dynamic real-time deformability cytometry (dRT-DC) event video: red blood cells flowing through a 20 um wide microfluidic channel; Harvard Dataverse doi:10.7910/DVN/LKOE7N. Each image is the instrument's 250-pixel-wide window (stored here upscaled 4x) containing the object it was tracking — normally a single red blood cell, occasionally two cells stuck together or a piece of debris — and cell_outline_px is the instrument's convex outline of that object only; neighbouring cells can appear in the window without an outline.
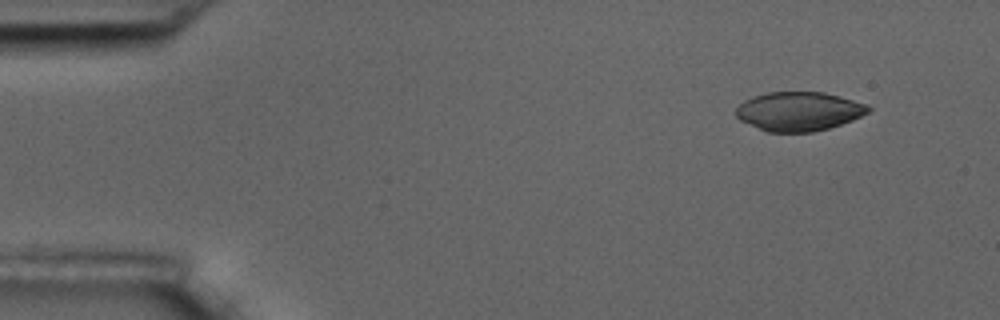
{"species": "common noctule bat (a hibernating species)", "species_latin": "Nyctalus noctula", "temperature_condition": "room temperature", "stored_images_in_passage": 5, "camera_frame_rate_fps": 3000, "um_per_image_px": 0.085, "animal": {"sex": "male", "body_mass_g": 17.5, "forearm_length_mm": 52.3}, "frame": {"image": 1, "passage_image": 2, "time_ms": 1.0, "image_size_px": [1000, 320], "cell_outline_px": [[872, 108], [868, 112], [852, 120], [828, 128], [812, 132], [768, 132], [740, 120], [736, 116], [736, 108], [744, 100], [768, 92], [824, 92], [840, 96], [868, 104]], "centroid_in_image_um": [67.92, 9.46], "position_along_channel_um": 17.1, "area_um2": 29.94}}